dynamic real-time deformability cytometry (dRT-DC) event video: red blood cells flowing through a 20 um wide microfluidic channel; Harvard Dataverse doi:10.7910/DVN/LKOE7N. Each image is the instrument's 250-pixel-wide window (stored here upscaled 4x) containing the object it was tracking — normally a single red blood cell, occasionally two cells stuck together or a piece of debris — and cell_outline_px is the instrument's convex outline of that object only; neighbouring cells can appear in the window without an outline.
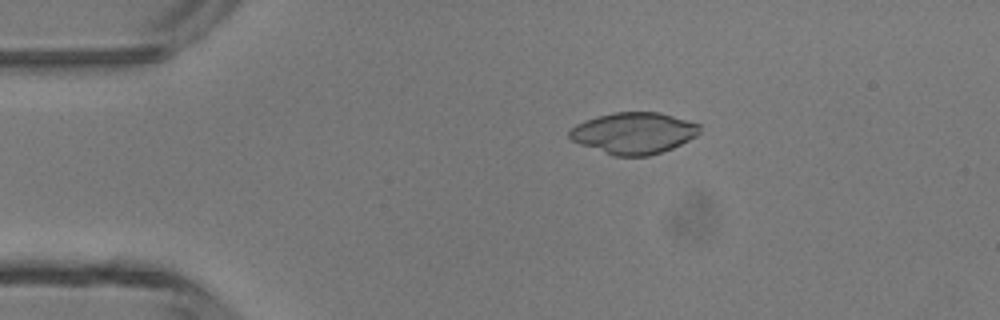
{"species": "common noctule bat (a hibernating species)", "species_latin": "Nyctalus noctula", "temperature_condition": "room temperature", "stored_images_in_passage": 47, "camera_frame_rate_fps": 3000, "um_per_image_px": 0.085, "animal": {"sex": "male", "body_mass_g": 13.3}, "frame": {"image": 1, "passage_image": 9, "time_ms": 2.667, "image_size_px": [1000, 320], "cell_outline_px": [[700, 132], [696, 136], [672, 148], [648, 156], [612, 156], [580, 144], [572, 140], [568, 136], [568, 132], [576, 124], [596, 116], [612, 112], [660, 112], [700, 124]], "centroid_in_image_um": [53.85, 11.31], "position_along_channel_um": 31.2, "area_um2": 31.44}}
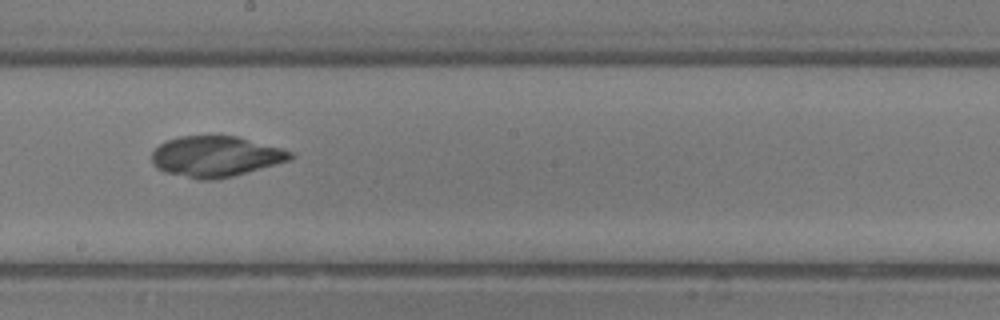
{"frame": {"image": 2, "passage_image": 26, "time_ms": 8.333, "image_size_px": [1000, 320], "cell_outline_px": [[296, 156], [292, 160], [232, 176], [216, 180], [196, 180], [164, 172], [156, 168], [152, 164], [152, 152], [160, 144], [168, 140], [180, 136], [236, 136], [280, 148], [292, 152]], "centroid_in_image_um": [18.32, 13.32], "position_along_channel_um": 229.9, "area_um2": 32.95}}
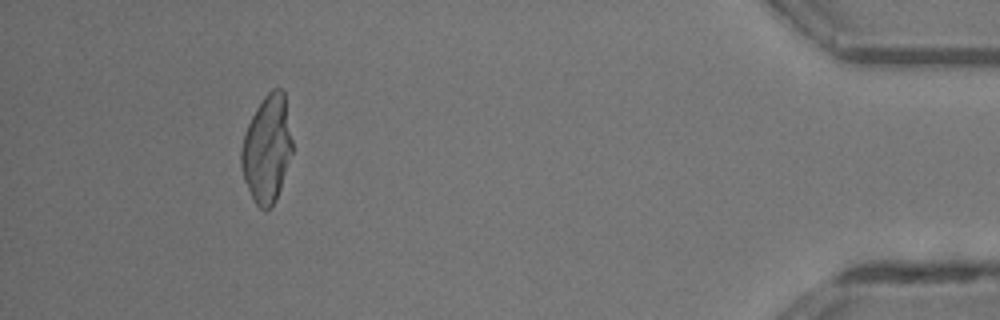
{"frame": {"image": 3, "passage_image": 43, "time_ms": 14.0, "image_size_px": [1000, 320], "cell_outline_px": [[292, 152], [276, 200], [264, 212], [256, 204], [244, 180], [240, 164], [240, 148], [244, 132], [256, 108], [264, 96], [272, 88], [280, 88], [284, 92], [292, 140]], "centroid_in_image_um": [22.67, 12.64], "position_along_channel_um": 412.5, "area_um2": 31.79}}